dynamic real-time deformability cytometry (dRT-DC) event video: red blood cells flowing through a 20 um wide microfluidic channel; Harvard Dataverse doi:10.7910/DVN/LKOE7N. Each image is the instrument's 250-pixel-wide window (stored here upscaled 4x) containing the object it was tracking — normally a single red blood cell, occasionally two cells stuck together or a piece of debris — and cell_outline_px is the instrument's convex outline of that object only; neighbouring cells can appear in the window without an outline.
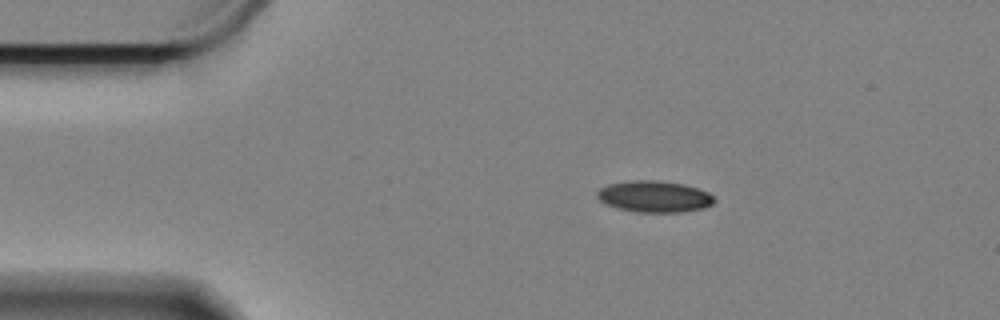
{"species": "Egyptian fruit bat (a non-hibernating species)", "species_latin": "Rousettus aegyptiacus", "temperature_condition": "cold", "stored_images_in_passage": 50, "camera_frame_rate_fps": 3000, "um_per_image_px": 0.085, "animal": {"sex": "female"}, "frame": {"image": 1, "passage_image": 1, "time_ms": 0.0, "image_size_px": [1000, 320], "cell_outline_px": [[716, 200], [712, 204], [700, 208], [680, 212], [640, 212], [620, 208], [608, 204], [600, 200], [596, 196], [596, 192], [600, 188], [608, 184], [628, 180], [656, 180], [684, 184], [708, 192]], "centroid_in_image_um": [55.6, 16.69], "position_along_channel_um": 29.4, "area_um2": 21.21}}
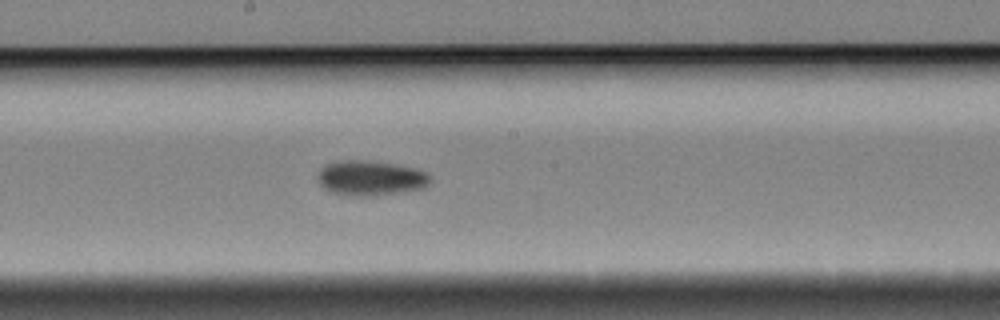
{"frame": {"image": 2, "passage_image": 22, "time_ms": 7.0, "image_size_px": [1000, 320], "cell_outline_px": [[428, 184], [424, 188], [372, 196], [352, 196], [332, 192], [324, 188], [320, 184], [320, 168], [324, 164], [336, 160], [368, 160], [396, 164], [416, 168], [428, 172]], "centroid_in_image_um": [31.49, 15.11], "position_along_channel_um": 216.7, "area_um2": 22.89}}
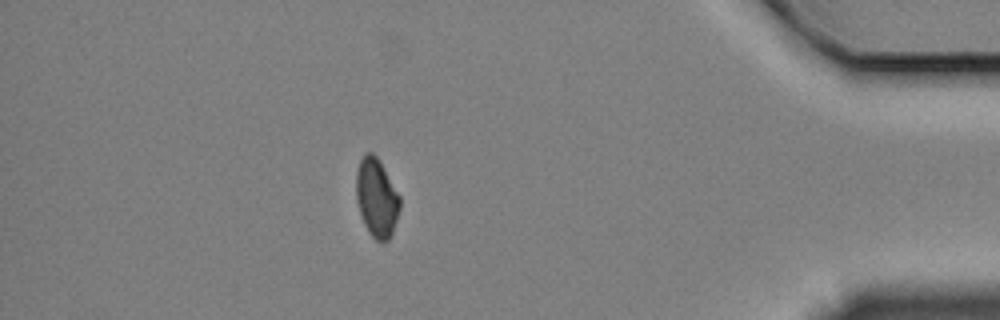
{"frame": {"image": 3, "passage_image": 43, "time_ms": 14.0, "image_size_px": [1000, 320], "cell_outline_px": [[400, 208], [392, 232], [388, 240], [384, 244], [376, 240], [368, 232], [364, 224], [356, 200], [356, 172], [360, 160], [364, 152], [372, 152], [376, 156], [400, 196]], "centroid_in_image_um": [32.0, 16.83], "position_along_channel_um": 403.2, "area_um2": 19.94}, "authors_computed_cell_mechanics": {"area_um2": 21.4438, "velocity_mm_per_s": 3.3157, "shape_relaxation_time_tau1_ms": 7.989, "shape_relaxation_time_tau2_ms": 10.1157, "deformation_change_tau1": 0.1019, "deformation_change_tau2": 0.135}}